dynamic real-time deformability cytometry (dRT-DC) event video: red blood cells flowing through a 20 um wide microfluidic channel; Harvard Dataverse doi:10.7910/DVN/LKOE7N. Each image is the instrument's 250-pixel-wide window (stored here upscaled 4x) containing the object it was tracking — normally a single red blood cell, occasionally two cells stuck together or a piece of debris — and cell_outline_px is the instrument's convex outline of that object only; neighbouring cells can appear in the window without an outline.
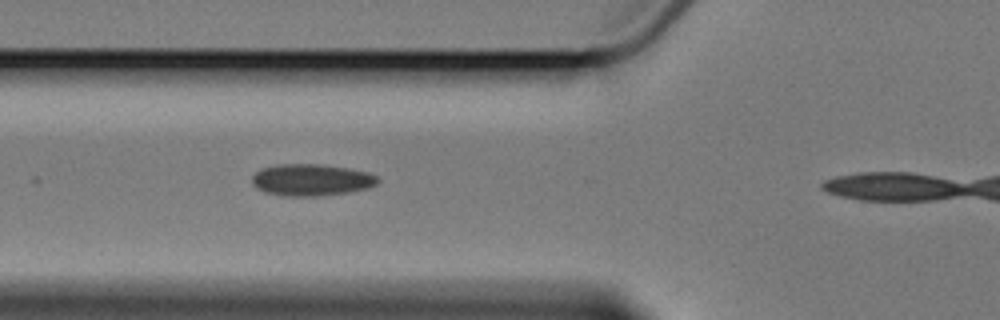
{"species": "Egyptian fruit bat (a non-hibernating species)", "species_latin": "Rousettus aegyptiacus", "temperature_condition": "cold", "stored_images_in_passage": 3, "camera_frame_rate_fps": 3000, "um_per_image_px": 0.085, "animal": {"sex": "female"}, "frame": {"image": 1, "passage_image": 2, "time_ms": 1.0, "image_size_px": [1000, 320], "cell_outline_px": [[380, 180], [376, 184], [368, 188], [348, 192], [320, 196], [284, 196], [264, 192], [256, 188], [252, 184], [252, 176], [260, 168], [280, 164], [316, 164], [348, 168], [368, 172], [376, 176]], "centroid_in_image_um": [26.44, 15.29], "position_along_channel_um": 99.4, "area_um2": 23.35}}